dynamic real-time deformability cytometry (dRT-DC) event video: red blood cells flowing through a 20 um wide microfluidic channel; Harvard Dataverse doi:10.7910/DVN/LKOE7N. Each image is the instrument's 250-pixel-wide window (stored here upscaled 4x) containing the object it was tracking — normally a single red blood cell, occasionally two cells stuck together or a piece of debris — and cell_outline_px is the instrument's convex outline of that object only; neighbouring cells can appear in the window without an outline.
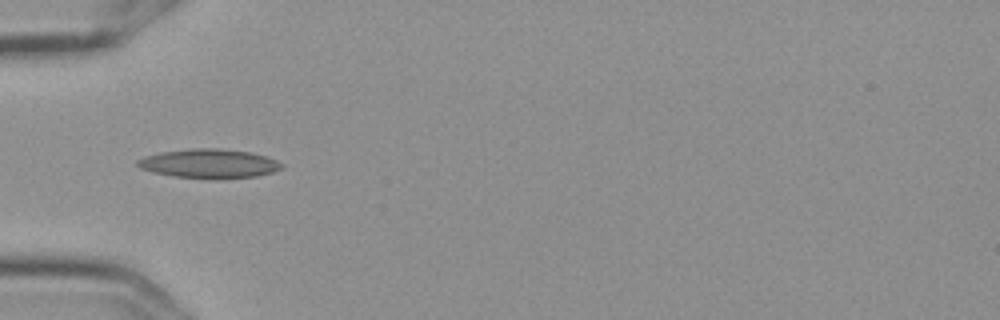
{"species": "Egyptian fruit bat (a non-hibernating species)", "species_latin": "Rousettus aegyptiacus", "temperature_condition": "cold", "stored_images_in_passage": 14, "camera_frame_rate_fps": 3000, "um_per_image_px": 0.085, "frame": {"image": 1, "passage_image": 4, "time_ms": 1.0, "image_size_px": [1000, 320], "cell_outline_px": [[284, 168], [272, 172], [256, 176], [172, 176], [152, 172], [140, 168], [136, 164], [136, 160], [144, 156], [160, 152], [196, 148], [216, 148], [252, 152], [276, 160], [284, 164]], "centroid_in_image_um": [17.75, 13.86], "position_along_channel_um": 67.3, "area_um2": 23.58}}
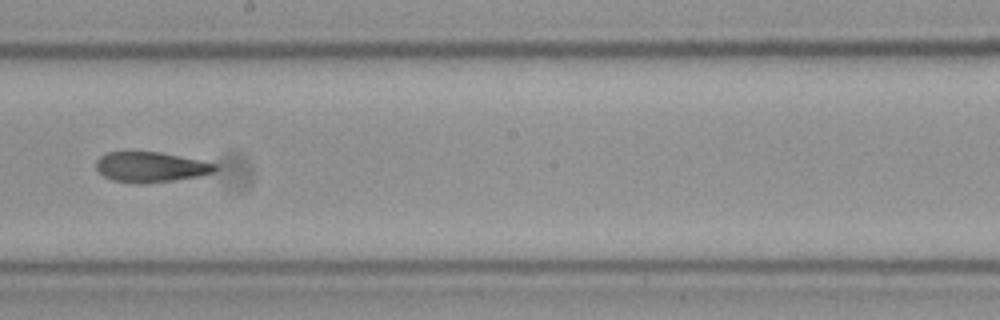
{"frame": {"image": 2, "passage_image": 8, "time_ms": 2.333, "image_size_px": [1000, 320], "cell_outline_px": [[216, 168], [212, 172], [200, 176], [172, 180], [136, 184], [112, 180], [104, 176], [96, 168], [96, 160], [100, 156], [108, 152], [160, 152], [216, 164]], "centroid_in_image_um": [12.75, 14.2], "position_along_channel_um": 235.4, "area_um2": 20.63}}
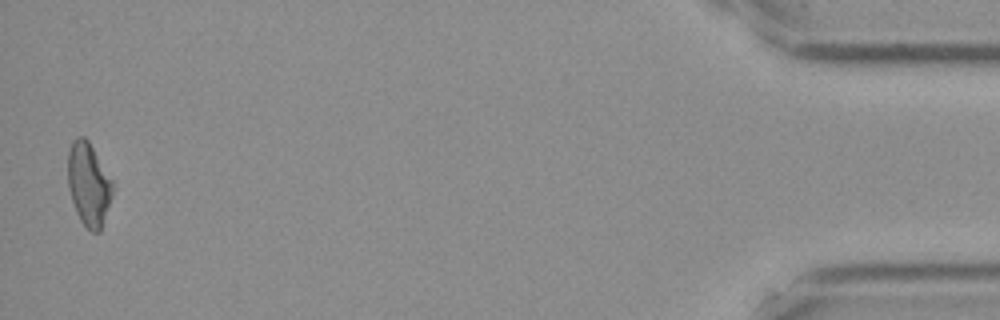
{"frame": {"image": 3, "passage_image": 14, "time_ms": 4.333, "image_size_px": [1000, 320], "cell_outline_px": [[112, 192], [100, 232], [92, 232], [80, 220], [76, 212], [68, 188], [68, 152], [72, 140], [76, 136], [84, 136], [88, 140], [112, 180]], "centroid_in_image_um": [7.5, 15.63], "position_along_channel_um": 427.7, "area_um2": 21.39}}